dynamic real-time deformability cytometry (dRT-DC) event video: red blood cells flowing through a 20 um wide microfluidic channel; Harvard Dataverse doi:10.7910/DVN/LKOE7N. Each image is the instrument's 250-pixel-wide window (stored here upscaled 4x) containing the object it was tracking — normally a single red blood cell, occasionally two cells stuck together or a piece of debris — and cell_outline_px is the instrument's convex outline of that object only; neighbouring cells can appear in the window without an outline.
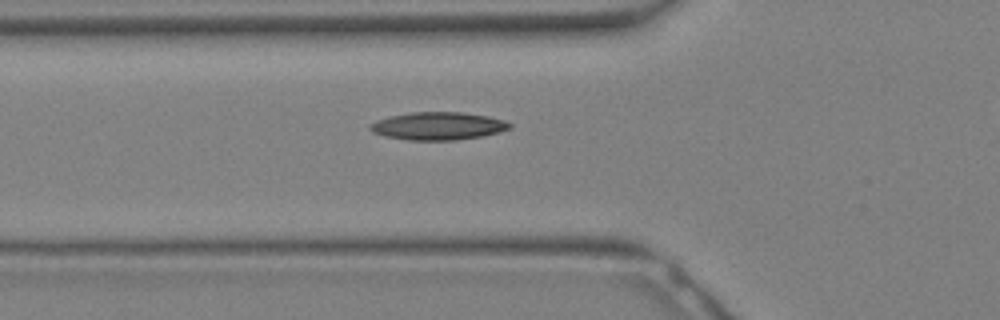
{"species": "Egyptian fruit bat (a non-hibernating species)", "species_latin": "Rousettus aegyptiacus", "temperature_condition": "warm", "stored_images_in_passage": 16, "camera_frame_rate_fps": 3000, "um_per_image_px": 0.085, "animal": {"sex": "female"}, "frame": {"image": 1, "passage_image": 6, "time_ms": 1.667, "image_size_px": [1000, 320], "cell_outline_px": [[512, 128], [484, 136], [456, 140], [408, 140], [384, 136], [372, 132], [368, 128], [368, 124], [376, 120], [388, 116], [412, 112], [460, 112], [488, 116], [504, 120], [512, 124]], "centroid_in_image_um": [37.21, 10.71], "position_along_channel_um": 88.6, "area_um2": 22.83}}
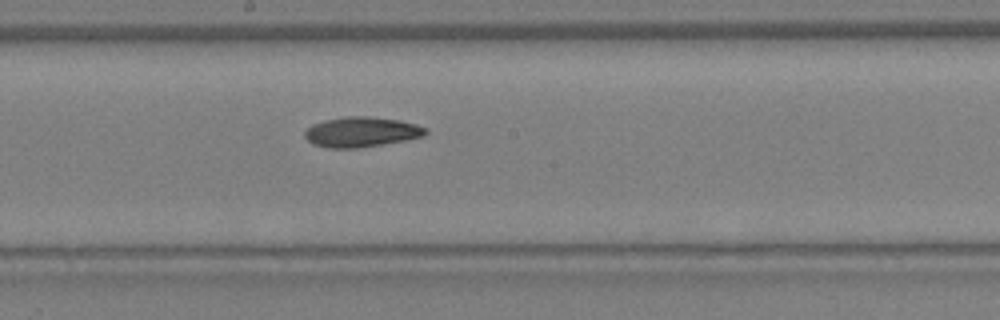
{"frame": {"image": 2, "passage_image": 12, "time_ms": 3.667, "image_size_px": [1000, 320], "cell_outline_px": [[428, 132], [424, 136], [408, 140], [356, 148], [328, 148], [312, 144], [304, 136], [304, 132], [312, 124], [324, 120], [344, 116], [368, 116], [400, 120], [416, 124], [428, 128]], "centroid_in_image_um": [30.73, 11.21], "position_along_channel_um": 217.5, "area_um2": 21.39}}
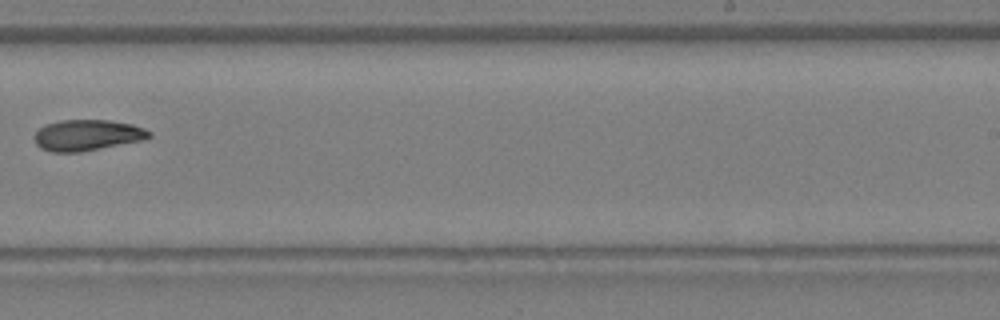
{"frame": {"image": 3, "passage_image": 15, "time_ms": 4.667, "image_size_px": [1000, 320], "cell_outline_px": [[152, 136], [144, 140], [80, 152], [52, 152], [40, 148], [36, 144], [32, 136], [44, 124], [60, 120], [108, 120], [132, 124], [144, 128], [152, 132]], "centroid_in_image_um": [7.4, 11.49], "position_along_channel_um": 281.6, "area_um2": 20.92}}